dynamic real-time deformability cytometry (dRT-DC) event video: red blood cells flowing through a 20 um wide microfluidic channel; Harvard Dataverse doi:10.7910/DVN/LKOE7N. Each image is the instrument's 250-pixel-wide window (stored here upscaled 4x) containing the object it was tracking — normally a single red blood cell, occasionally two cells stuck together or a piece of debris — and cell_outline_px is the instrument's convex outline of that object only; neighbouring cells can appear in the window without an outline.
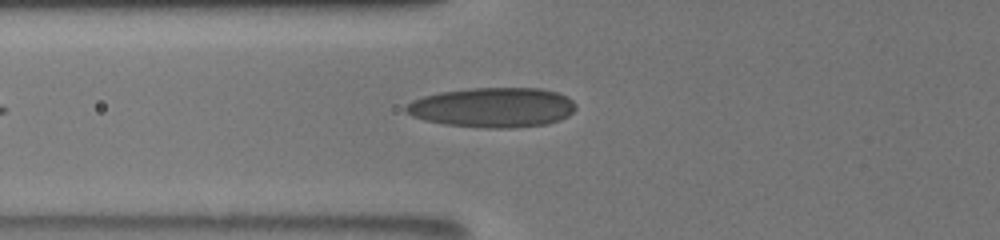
{"species": "human", "species_latin": "Homo sapiens", "temperature_condition": "room temperature", "stored_images_in_passage": 10, "camera_frame_rate_fps": 3000, "um_per_image_px": 0.085, "donor": {"sex": "male"}, "frame": {"image": 1, "passage_image": 10, "time_ms": 8.333, "image_size_px": [1000, 240], "cell_outline_px": [[576, 108], [568, 116], [560, 120], [548, 124], [512, 128], [484, 128], [444, 124], [424, 120], [412, 116], [404, 112], [404, 108], [412, 100], [424, 96], [440, 92], [468, 88], [540, 88], [556, 92], [568, 96], [576, 104]], "centroid_in_image_um": [41.88, 9.13], "position_along_channel_um": 83.9, "area_um2": 39.71}}